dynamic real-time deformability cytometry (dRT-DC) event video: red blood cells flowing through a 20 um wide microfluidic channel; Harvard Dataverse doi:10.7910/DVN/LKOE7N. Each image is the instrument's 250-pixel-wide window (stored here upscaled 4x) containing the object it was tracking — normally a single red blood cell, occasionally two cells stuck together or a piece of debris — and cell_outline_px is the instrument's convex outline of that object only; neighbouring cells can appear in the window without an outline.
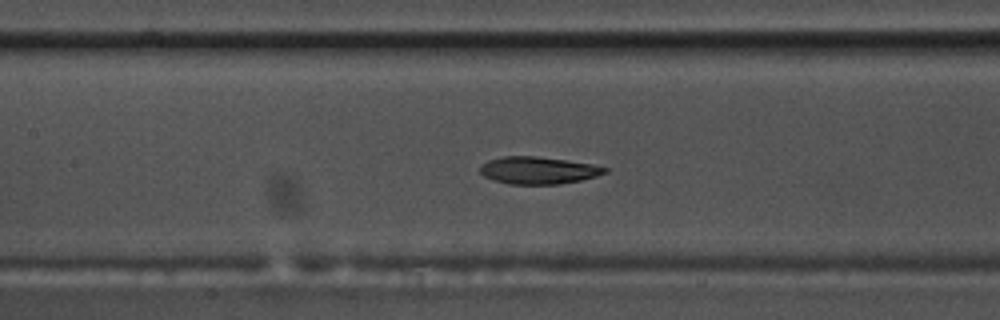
{"species": "common noctule bat (a hibernating species)", "species_latin": "Nyctalus noctula", "temperature_condition": "warm", "stored_images_in_passage": 53, "segment_of_instrument_passage": [1, 2], "camera_frame_rate_fps": 3000, "um_per_image_px": 0.085, "animal": {"sex": "male", "body_mass_g": 17.5, "forearm_length_mm": 52.3}, "frame": {"image": 1, "passage_image": 22, "time_ms": 7.0, "image_size_px": [1000, 320], "cell_outline_px": [[608, 172], [596, 176], [580, 180], [560, 184], [508, 184], [484, 176], [480, 172], [480, 168], [488, 160], [504, 156], [536, 156], [592, 164], [608, 168]], "centroid_in_image_um": [45.77, 14.48], "position_along_channel_um": 161.6, "area_um2": 19.59}}
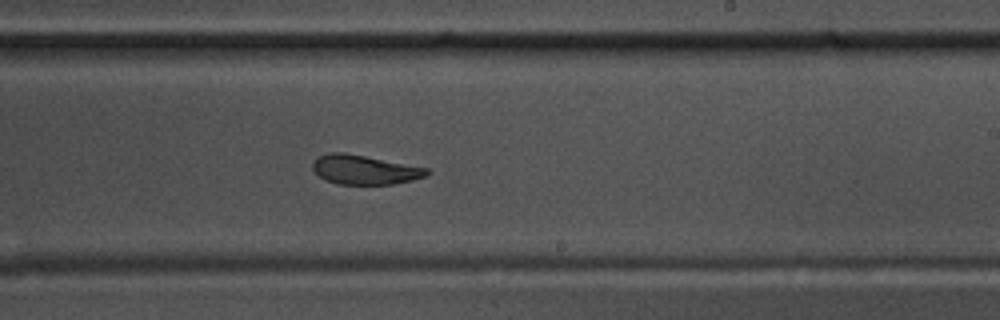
{"frame": {"image": 2, "passage_image": 30, "time_ms": 9.667, "image_size_px": [1000, 320], "cell_outline_px": [[432, 172], [424, 176], [412, 180], [392, 184], [340, 184], [324, 180], [312, 168], [312, 164], [320, 156], [328, 152], [344, 152], [428, 168]], "centroid_in_image_um": [30.99, 14.42], "position_along_channel_um": 258.0, "area_um2": 19.31}}
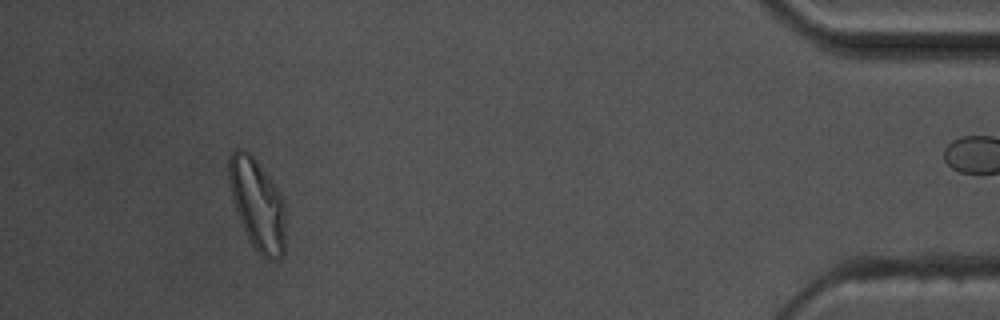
{"frame": {"image": 3, "passage_image": 48, "time_ms": 15.667, "image_size_px": [1000, 320], "cell_outline_px": [[284, 252], [280, 256], [264, 256], [256, 252], [248, 240], [240, 224], [232, 200], [228, 180], [228, 156], [236, 148], [244, 148], [256, 160], [280, 192], [284, 200]], "centroid_in_image_um": [21.82, 17.32], "position_along_channel_um": 413.4, "area_um2": 30.11}}